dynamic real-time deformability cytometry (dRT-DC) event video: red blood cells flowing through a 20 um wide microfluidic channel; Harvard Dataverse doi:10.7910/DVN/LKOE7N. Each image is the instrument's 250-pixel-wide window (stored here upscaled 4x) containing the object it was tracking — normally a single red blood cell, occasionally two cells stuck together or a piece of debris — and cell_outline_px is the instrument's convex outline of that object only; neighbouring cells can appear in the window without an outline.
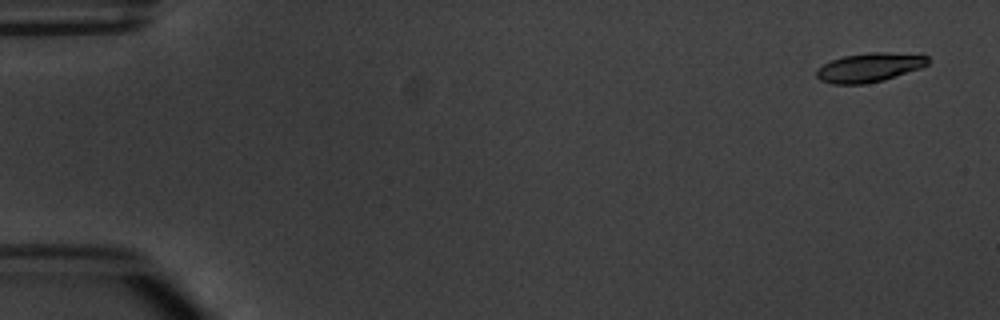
{"species": "common noctule bat (a hibernating species)", "species_latin": "Nyctalus noctula", "temperature_condition": "warm", "stored_images_in_passage": 4, "camera_frame_rate_fps": 3000, "um_per_image_px": 0.085, "animal": {"sex": "male", "body_mass_g": 20.1, "forearm_length_mm": 53.5}, "frame": {"image": 1, "passage_image": 1, "time_ms": 0.0, "image_size_px": [1000, 320], "cell_outline_px": [[928, 64], [920, 68], [884, 80], [864, 84], [832, 84], [820, 80], [816, 76], [816, 68], [832, 60], [844, 56], [872, 52], [888, 52], [928, 56]], "centroid_in_image_um": [73.86, 5.74], "position_along_channel_um": 11.1, "area_um2": 18.73}}
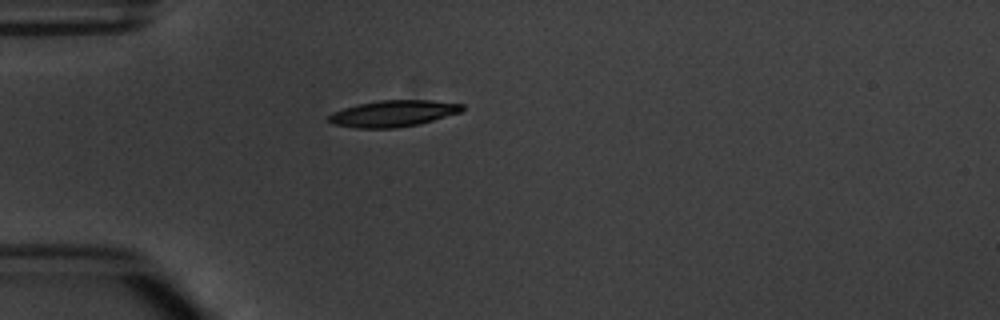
{"frame": {"image": 2, "passage_image": 4, "time_ms": 4.333, "image_size_px": [1000, 320], "cell_outline_px": [[464, 108], [460, 112], [420, 124], [396, 128], [356, 128], [332, 124], [328, 120], [328, 116], [332, 112], [356, 104], [380, 100], [432, 100], [464, 104]], "centroid_in_image_um": [33.41, 9.64], "position_along_channel_um": 51.6, "area_um2": 20.63}}